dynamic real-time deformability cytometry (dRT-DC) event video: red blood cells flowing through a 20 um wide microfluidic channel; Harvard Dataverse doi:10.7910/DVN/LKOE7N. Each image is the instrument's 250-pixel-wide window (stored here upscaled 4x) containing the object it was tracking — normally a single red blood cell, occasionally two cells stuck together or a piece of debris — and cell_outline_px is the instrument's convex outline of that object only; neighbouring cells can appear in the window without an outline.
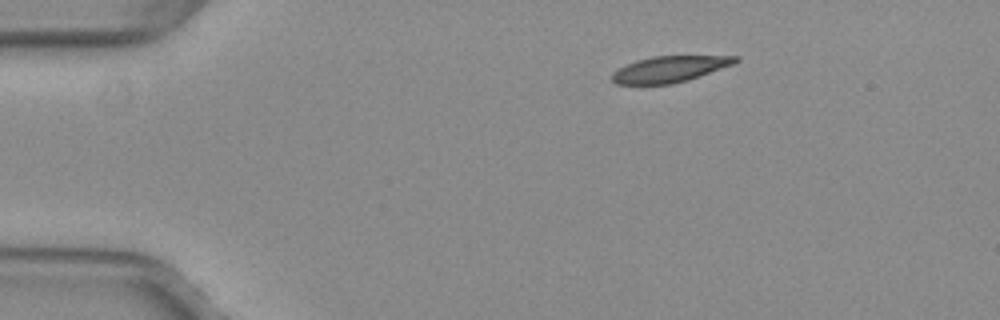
{"species": "common noctule bat (a hibernating species)", "species_latin": "Nyctalus noctula", "temperature_condition": "warm", "stored_images_in_passage": 44, "camera_frame_rate_fps": 3000, "um_per_image_px": 0.085, "animal": {"sex": "female", "body_mass_g": 29.2, "forearm_length_mm": 56.3}, "frame": {"image": 1, "passage_image": 1, "time_ms": 0.0, "image_size_px": [1000, 320], "cell_outline_px": [[740, 60], [732, 64], [688, 80], [672, 84], [616, 84], [612, 80], [612, 72], [636, 60], [652, 56], [740, 56]], "centroid_in_image_um": [56.91, 5.87], "position_along_channel_um": 28.1, "area_um2": 18.55}}
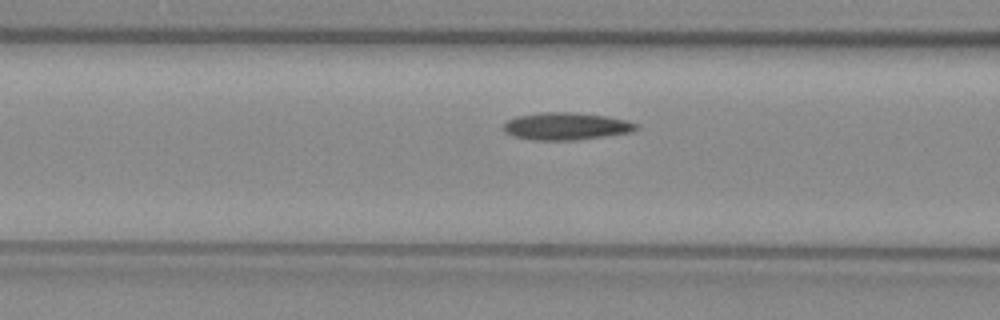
{"frame": {"image": 2, "passage_image": 13, "time_ms": 4.0, "image_size_px": [1000, 320], "cell_outline_px": [[640, 128], [632, 132], [576, 140], [532, 140], [512, 136], [504, 132], [500, 128], [508, 120], [516, 116], [540, 112], [572, 112], [604, 116], [628, 120], [640, 124]], "centroid_in_image_um": [48.11, 10.73], "position_along_channel_um": 118.5, "area_um2": 21.44}}
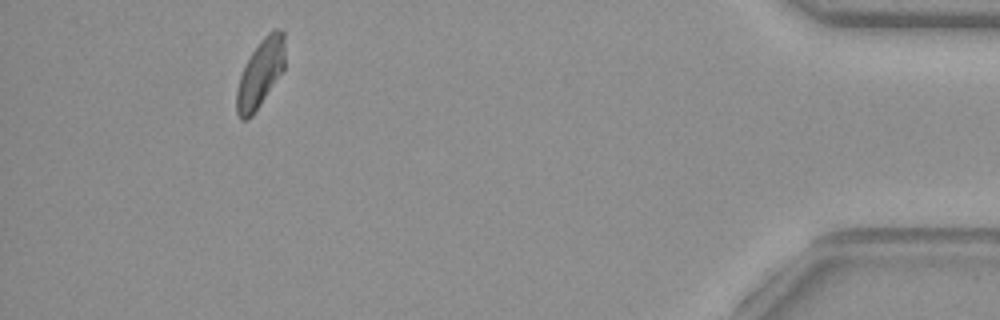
{"frame": {"image": 3, "passage_image": 40, "time_ms": 13.0, "image_size_px": [1000, 320], "cell_outline_px": [[284, 68], [252, 116], [248, 120], [240, 120], [236, 112], [236, 88], [240, 76], [252, 52], [260, 40], [268, 32], [276, 28], [284, 32]], "centroid_in_image_um": [22.11, 6.24], "position_along_channel_um": 413.1, "area_um2": 18.84}, "authors_computed_cell_mechanics": {"area_um2": 20.0566, "velocity_mm_per_s": 3.9772, "shape_relaxation_time_tau1_ms": 7.3109, "shape_relaxation_time_tau2_ms": 5.5494, "deformation_change_tau1": 0.1548, "deformation_change_tau2": 0.12}}